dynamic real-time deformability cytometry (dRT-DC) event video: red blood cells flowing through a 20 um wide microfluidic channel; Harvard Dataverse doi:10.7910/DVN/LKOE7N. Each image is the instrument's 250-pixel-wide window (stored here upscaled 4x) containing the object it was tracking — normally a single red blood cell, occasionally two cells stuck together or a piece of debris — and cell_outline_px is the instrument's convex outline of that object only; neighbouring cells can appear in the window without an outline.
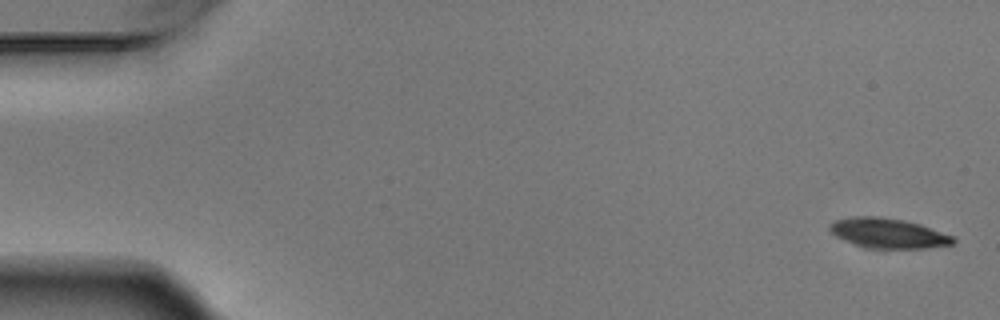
{"species": "Egyptian fruit bat (a non-hibernating species)", "species_latin": "Rousettus aegyptiacus", "temperature_condition": "warm", "stored_images_in_passage": 5, "camera_frame_rate_fps": 3000, "um_per_image_px": 0.085, "animal": {"sex": "male"}, "frame": {"image": 1, "passage_image": 1, "time_ms": 0.0, "image_size_px": [1000, 320], "cell_outline_px": [[956, 240], [952, 244], [924, 248], [868, 248], [844, 240], [836, 236], [828, 228], [828, 224], [836, 220], [852, 216], [880, 216], [904, 220], [920, 224], [952, 236]], "centroid_in_image_um": [75.46, 19.81], "position_along_channel_um": 9.5, "area_um2": 21.33}}
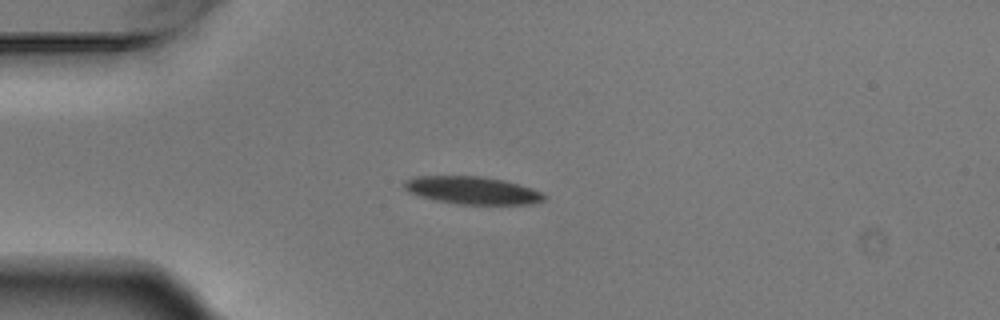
{"frame": {"image": 2, "passage_image": 4, "time_ms": 1.0, "image_size_px": [1000, 320], "cell_outline_px": [[548, 196], [544, 200], [528, 204], [460, 204], [436, 200], [420, 196], [408, 192], [404, 188], [404, 184], [412, 176], [480, 176], [504, 180], [532, 188]], "centroid_in_image_um": [40.15, 16.17], "position_along_channel_um": 44.8, "area_um2": 22.37}}